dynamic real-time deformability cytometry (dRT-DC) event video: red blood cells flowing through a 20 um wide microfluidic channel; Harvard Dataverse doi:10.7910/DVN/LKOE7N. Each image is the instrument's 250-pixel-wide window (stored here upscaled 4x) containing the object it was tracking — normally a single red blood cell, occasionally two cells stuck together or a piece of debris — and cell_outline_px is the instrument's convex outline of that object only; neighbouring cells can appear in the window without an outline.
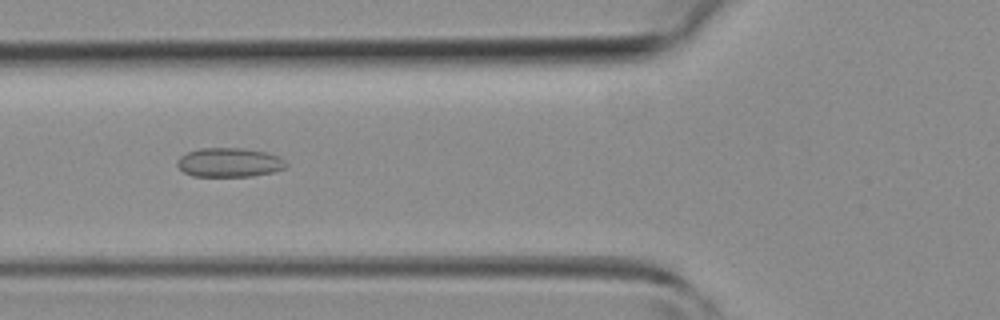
{"species": "common noctule bat (a hibernating species)", "species_latin": "Nyctalus noctula", "temperature_condition": "room temperature", "stored_images_in_passage": 37, "segment_of_instrument_passage": [1, 2], "camera_frame_rate_fps": 3000, "um_per_image_px": 0.085, "animal": {"sex": "female", "body_mass_g": 19.3, "forearm_length_mm": 54.1}, "frame": {"image": 1, "passage_image": 12, "time_ms": 3.667, "image_size_px": [1000, 320], "cell_outline_px": [[288, 164], [284, 168], [272, 172], [252, 176], [192, 176], [184, 172], [176, 164], [176, 160], [180, 156], [188, 152], [200, 148], [244, 148], [268, 152], [280, 156]], "centroid_in_image_um": [19.5, 13.8], "position_along_channel_um": 106.3, "area_um2": 18.61}}
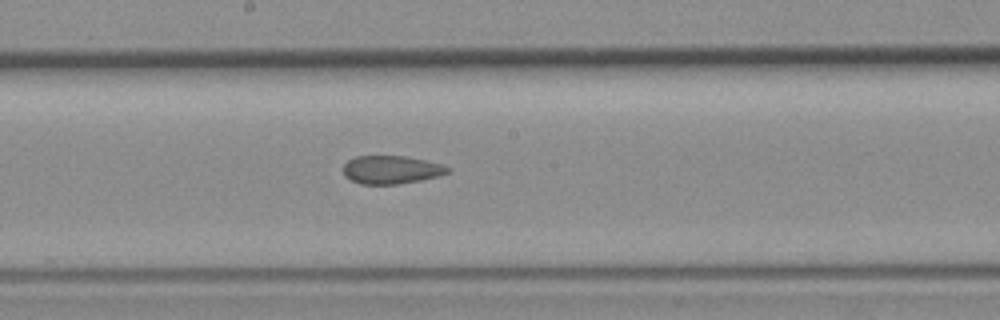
{"frame": {"image": 2, "passage_image": 19, "time_ms": 6.0, "image_size_px": [1000, 320], "cell_outline_px": [[452, 168], [448, 172], [440, 176], [400, 184], [360, 184], [344, 176], [344, 164], [348, 160], [356, 156], [404, 156], [428, 160]], "centroid_in_image_um": [33.27, 14.42], "position_along_channel_um": 214.9, "area_um2": 17.22}}
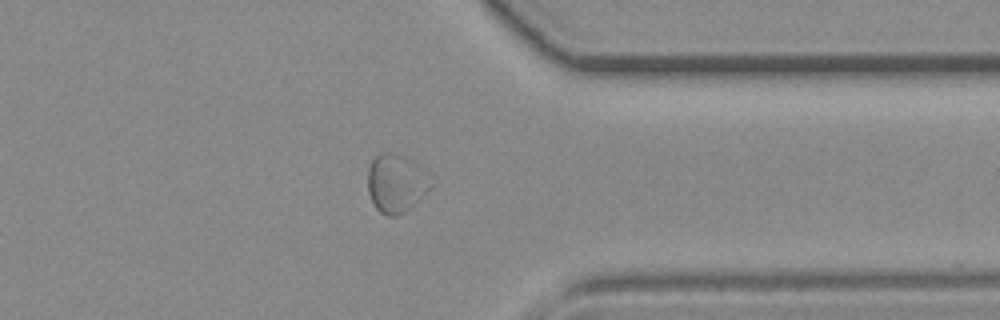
{"frame": {"image": 3, "passage_image": 30, "time_ms": 9.667, "image_size_px": [1000, 320], "cell_outline_px": [[432, 188], [424, 196], [404, 212], [396, 216], [388, 216], [380, 212], [376, 208], [368, 192], [368, 168], [372, 160], [380, 152], [392, 152], [404, 156], [416, 164], [420, 168], [432, 184]], "centroid_in_image_um": [33.64, 15.58], "position_along_channel_um": 377.8, "area_um2": 21.21}}